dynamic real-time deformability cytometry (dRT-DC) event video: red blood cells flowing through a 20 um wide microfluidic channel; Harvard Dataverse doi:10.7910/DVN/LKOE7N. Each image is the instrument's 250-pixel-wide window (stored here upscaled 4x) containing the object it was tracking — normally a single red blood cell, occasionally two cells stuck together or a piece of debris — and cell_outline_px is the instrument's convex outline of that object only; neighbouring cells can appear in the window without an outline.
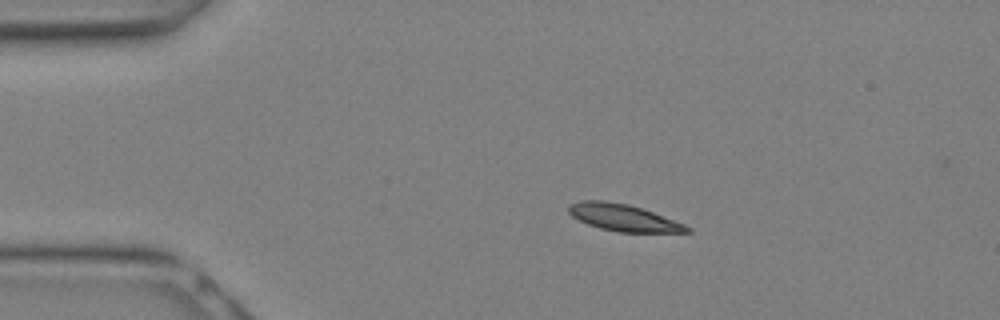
{"species": "Egyptian fruit bat (a non-hibernating species)", "species_latin": "Rousettus aegyptiacus", "temperature_condition": "warm", "stored_images_in_passage": 9, "camera_frame_rate_fps": 3000, "um_per_image_px": 0.085, "animal": {"sex": "female"}, "frame": {"image": 1, "passage_image": 1, "time_ms": 0.0, "image_size_px": [1000, 320], "cell_outline_px": [[692, 232], [620, 232], [600, 228], [588, 224], [572, 216], [568, 212], [568, 204], [584, 200], [604, 200], [628, 204], [652, 212], [684, 224], [692, 228]], "centroid_in_image_um": [52.97, 18.49], "position_along_channel_um": 32.0, "area_um2": 18.32}}
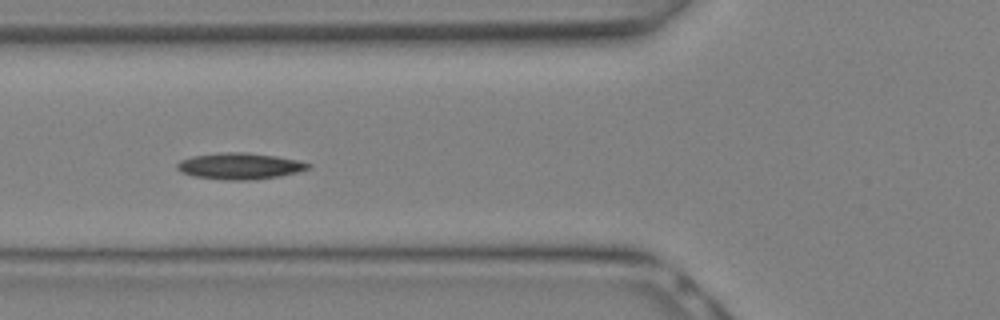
{"frame": {"image": 2, "passage_image": 6, "time_ms": 1.667, "image_size_px": [1000, 320], "cell_outline_px": [[312, 164], [308, 168], [296, 172], [276, 176], [252, 180], [224, 180], [196, 176], [180, 172], [176, 168], [176, 164], [180, 160], [192, 156], [220, 152], [248, 152], [276, 156], [296, 160]], "centroid_in_image_um": [20.32, 14.1], "position_along_channel_um": 105.5, "area_um2": 20.0}}
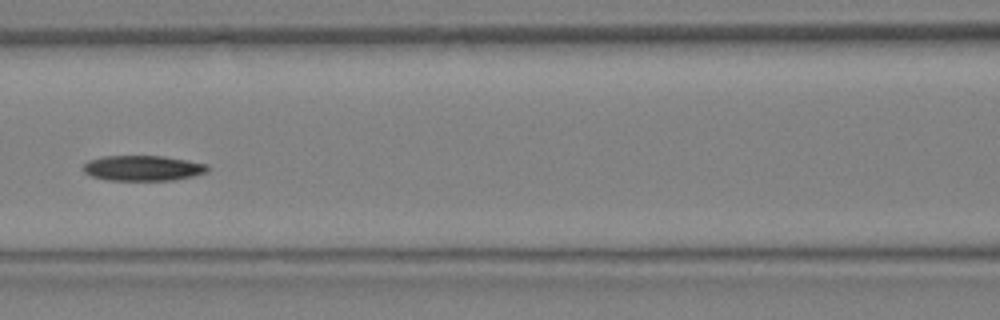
{"frame": {"image": 3, "passage_image": 8, "time_ms": 2.333, "image_size_px": [1000, 320], "cell_outline_px": [[208, 172], [192, 176], [172, 180], [108, 180], [92, 176], [84, 172], [80, 168], [88, 160], [100, 156], [164, 156], [188, 160], [208, 164]], "centroid_in_image_um": [12.12, 14.28], "position_along_channel_um": 154.5, "area_um2": 18.5}}